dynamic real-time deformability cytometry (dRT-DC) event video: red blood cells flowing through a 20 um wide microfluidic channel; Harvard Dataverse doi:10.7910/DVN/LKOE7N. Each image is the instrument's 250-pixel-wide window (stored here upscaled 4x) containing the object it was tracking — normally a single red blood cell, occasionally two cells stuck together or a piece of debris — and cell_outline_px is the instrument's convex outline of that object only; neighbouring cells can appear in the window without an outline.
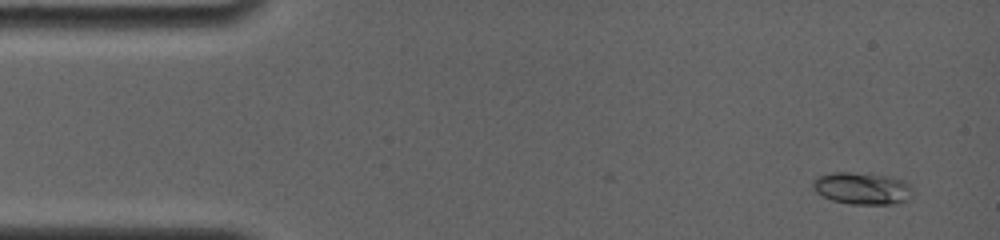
{"species": "common noctule bat (a hibernating species)", "species_latin": "Nyctalus noctula", "temperature_condition": "room temperature", "stored_images_in_passage": 5, "camera_frame_rate_fps": 4000, "um_per_image_px": 0.085, "animal": {"sex": "female", "body_mass_g": 19.0, "forearm_length_mm": 56.7}, "frame": {"image": 1, "passage_image": 1, "time_ms": 0.0, "image_size_px": [1000, 240], "cell_outline_px": [[912, 192], [908, 200], [896, 204], [848, 204], [832, 200], [816, 192], [812, 188], [812, 180], [816, 176], [832, 172], [848, 172], [888, 176], [904, 180], [912, 184]], "centroid_in_image_um": [73.28, 16.01], "position_along_channel_um": 11.7, "area_um2": 18.9}}
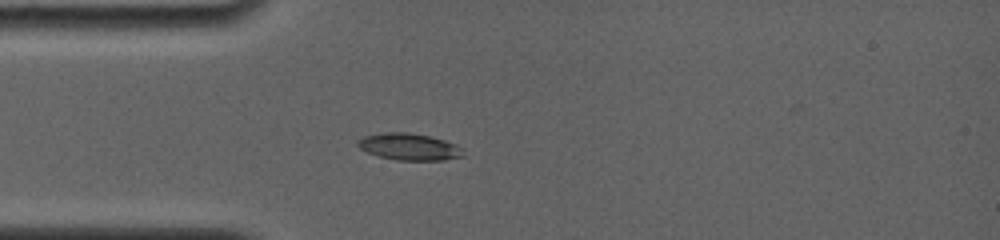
{"frame": {"image": 2, "passage_image": 5, "time_ms": 3.5, "image_size_px": [1000, 240], "cell_outline_px": [[464, 156], [444, 160], [396, 160], [380, 156], [368, 152], [360, 148], [356, 144], [356, 140], [364, 136], [384, 132], [408, 132], [428, 136], [444, 140], [456, 144], [464, 148]], "centroid_in_image_um": [34.8, 12.47], "position_along_channel_um": 50.2, "area_um2": 16.53}}